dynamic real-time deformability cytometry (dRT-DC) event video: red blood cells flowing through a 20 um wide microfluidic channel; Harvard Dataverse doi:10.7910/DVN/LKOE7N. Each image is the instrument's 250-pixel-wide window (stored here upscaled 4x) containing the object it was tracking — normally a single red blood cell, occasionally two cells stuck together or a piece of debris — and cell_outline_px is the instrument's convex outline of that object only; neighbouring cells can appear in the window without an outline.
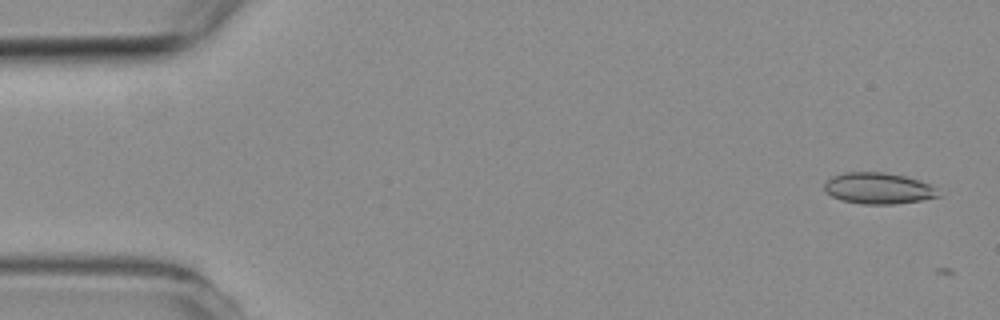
{"species": "common noctule bat (a hibernating species)", "species_latin": "Nyctalus noctula", "temperature_condition": "room temperature", "stored_images_in_passage": 5, "camera_frame_rate_fps": 3000, "um_per_image_px": 0.085, "animal": {"sex": "female", "body_mass_g": 19.3, "forearm_length_mm": 54.1}, "frame": {"image": 1, "passage_image": 1, "time_ms": 0.0, "image_size_px": [1000, 320], "cell_outline_px": [[940, 196], [920, 200], [896, 204], [864, 204], [840, 200], [832, 196], [824, 188], [824, 184], [832, 176], [844, 172], [884, 172], [904, 176], [920, 180], [928, 184]], "centroid_in_image_um": [74.61, 16.0], "position_along_channel_um": 10.4, "area_um2": 20.46}}
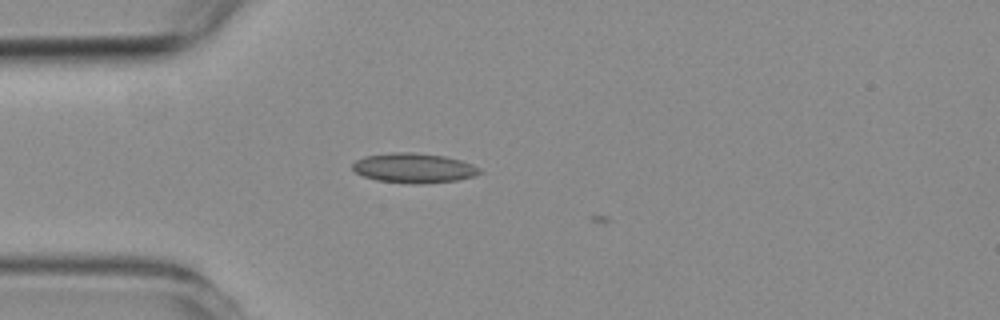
{"frame": {"image": 2, "passage_image": 4, "time_ms": 4.0, "image_size_px": [1000, 320], "cell_outline_px": [[484, 172], [472, 176], [456, 180], [420, 184], [412, 184], [376, 180], [364, 176], [356, 172], [352, 168], [352, 164], [356, 160], [364, 156], [392, 152], [412, 152], [444, 156], [460, 160], [472, 164], [480, 168]], "centroid_in_image_um": [35.16, 14.28], "position_along_channel_um": 49.8, "area_um2": 22.02}}